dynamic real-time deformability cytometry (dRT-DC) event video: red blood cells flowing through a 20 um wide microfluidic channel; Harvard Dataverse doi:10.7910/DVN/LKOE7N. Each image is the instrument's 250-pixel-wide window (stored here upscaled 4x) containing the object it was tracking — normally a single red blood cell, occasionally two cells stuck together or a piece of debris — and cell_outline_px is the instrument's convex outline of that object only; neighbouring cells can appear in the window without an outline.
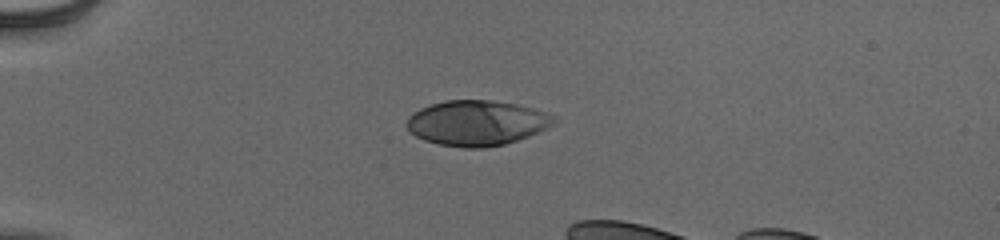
{"species": "human", "species_latin": "Homo sapiens", "temperature_condition": "cold", "stored_images_in_passage": 35, "camera_frame_rate_fps": 3000, "um_per_image_px": 0.085, "donor": {"sex": "male"}, "frame": {"image": 1, "passage_image": 1, "time_ms": 0.0, "image_size_px": [1000, 240], "cell_outline_px": [[556, 120], [552, 124], [528, 136], [504, 144], [484, 148], [464, 148], [440, 144], [424, 140], [408, 132], [408, 116], [420, 108], [444, 100], [492, 100], [516, 104], [532, 108], [556, 116]], "centroid_in_image_um": [40.49, 10.45], "position_along_channel_um": 44.5, "area_um2": 38.49}}
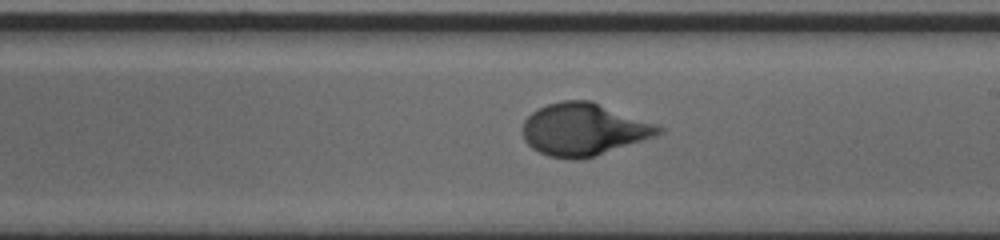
{"frame": {"image": 2, "passage_image": 19, "time_ms": 6.0, "image_size_px": [1000, 240], "cell_outline_px": [[664, 132], [656, 136], [596, 156], [580, 160], [572, 160], [548, 156], [532, 148], [524, 140], [524, 120], [532, 112], [548, 104], [564, 100], [592, 100], [660, 124], [664, 128]], "centroid_in_image_um": [49.69, 11.0], "position_along_channel_um": 239.3, "area_um2": 41.96}}
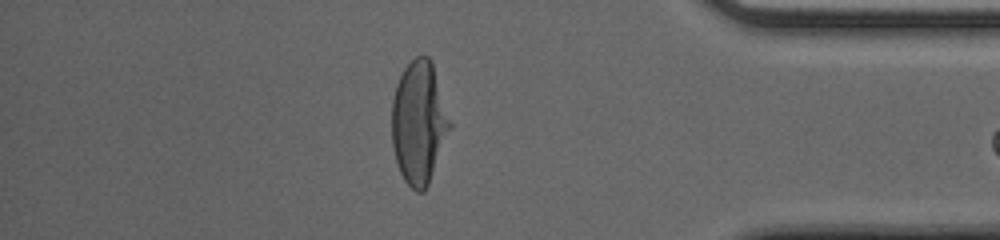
{"frame": {"image": 3, "passage_image": 33, "time_ms": 10.667, "image_size_px": [1000, 240], "cell_outline_px": [[452, 128], [428, 184], [424, 192], [416, 192], [404, 180], [400, 172], [396, 160], [392, 144], [392, 100], [396, 84], [404, 68], [416, 56], [428, 56], [432, 64], [452, 124]], "centroid_in_image_um": [35.61, 10.44], "position_along_channel_um": 399.6, "area_um2": 41.38}}